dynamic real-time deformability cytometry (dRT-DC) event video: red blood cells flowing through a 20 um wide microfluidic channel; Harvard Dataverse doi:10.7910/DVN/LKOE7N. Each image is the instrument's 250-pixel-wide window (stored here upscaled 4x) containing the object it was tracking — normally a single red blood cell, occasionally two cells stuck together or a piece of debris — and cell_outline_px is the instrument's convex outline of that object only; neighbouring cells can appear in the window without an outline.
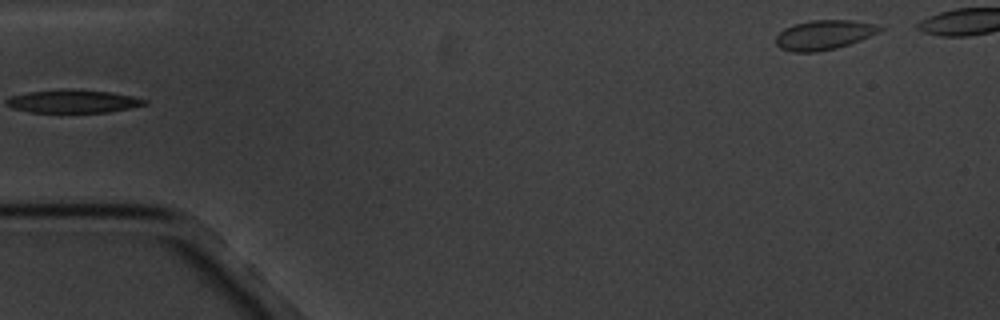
{"species": "common noctule bat (a hibernating species)", "species_latin": "Nyctalus noctula", "temperature_condition": "cold", "stored_images_in_passage": 3, "segment_of_instrument_passage": [2, 2], "camera_frame_rate_fps": 3000, "um_per_image_px": 0.085, "animal": {"sex": "male", "body_mass_g": 20.1, "forearm_length_mm": 53.5}, "frame": {"image": 1, "passage_image": 3, "time_ms": 2.333, "image_size_px": [1000, 320], "cell_outline_px": [[884, 28], [880, 32], [860, 40], [836, 48], [816, 52], [792, 52], [780, 48], [776, 44], [776, 36], [784, 28], [792, 24], [812, 20], [852, 20], [880, 24]], "centroid_in_image_um": [70.06, 2.95], "position_along_channel_um": 14.9, "area_um2": 18.09}}